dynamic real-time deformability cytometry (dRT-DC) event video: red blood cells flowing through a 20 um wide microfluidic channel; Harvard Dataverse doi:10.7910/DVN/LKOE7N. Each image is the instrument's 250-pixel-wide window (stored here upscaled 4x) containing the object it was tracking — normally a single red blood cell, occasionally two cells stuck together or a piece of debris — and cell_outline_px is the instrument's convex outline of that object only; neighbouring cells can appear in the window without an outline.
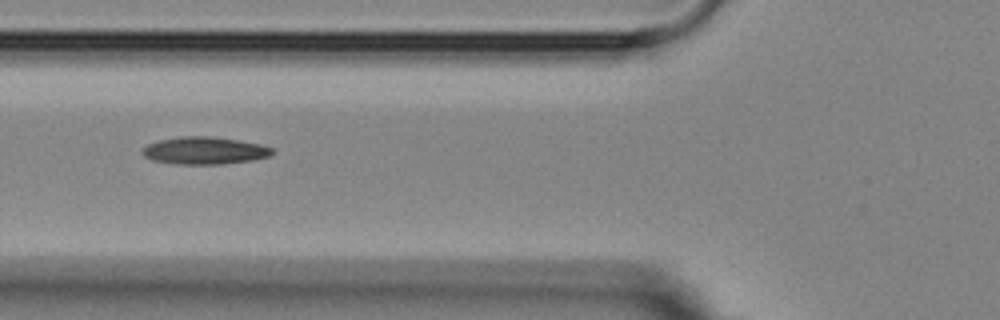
{"species": "Egyptian fruit bat (a non-hibernating species)", "species_latin": "Rousettus aegyptiacus", "temperature_condition": "room temperature", "stored_images_in_passage": 4, "camera_frame_rate_fps": 3000, "um_per_image_px": 0.085, "animal": {"sex": "female"}, "frame": {"image": 1, "passage_image": 4, "time_ms": 3.667, "image_size_px": [1000, 320], "cell_outline_px": [[272, 152], [268, 156], [252, 160], [224, 164], [176, 164], [152, 160], [144, 156], [140, 152], [148, 144], [160, 140], [180, 136], [208, 136], [240, 140], [260, 144], [272, 148]], "centroid_in_image_um": [17.36, 12.8], "position_along_channel_um": 108.4, "area_um2": 20.63}}